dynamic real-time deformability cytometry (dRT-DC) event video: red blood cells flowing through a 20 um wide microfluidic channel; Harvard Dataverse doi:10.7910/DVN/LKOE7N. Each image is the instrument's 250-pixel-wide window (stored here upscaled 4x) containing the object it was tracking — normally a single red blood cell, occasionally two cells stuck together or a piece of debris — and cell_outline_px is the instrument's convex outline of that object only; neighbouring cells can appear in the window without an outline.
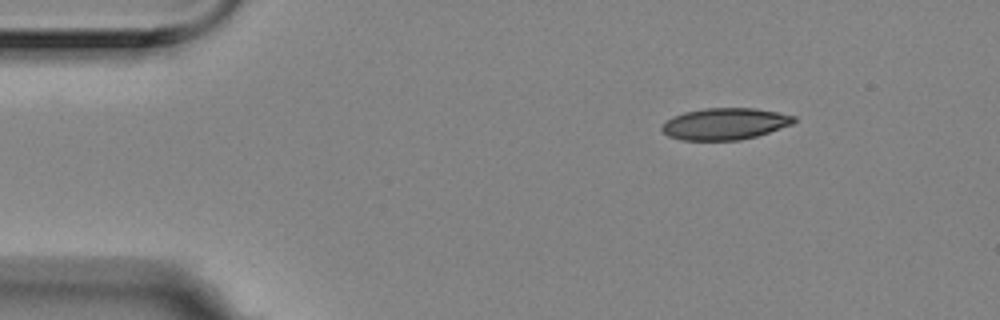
{"species": "Egyptian fruit bat (a non-hibernating species)", "species_latin": "Rousettus aegyptiacus", "temperature_condition": "room temperature", "stored_images_in_passage": 4, "camera_frame_rate_fps": 3000, "um_per_image_px": 0.085, "animal": {"sex": "female"}, "frame": {"image": 1, "passage_image": 1, "time_ms": 0.0, "image_size_px": [1000, 320], "cell_outline_px": [[796, 120], [792, 124], [756, 136], [740, 140], [680, 140], [668, 136], [660, 128], [672, 116], [684, 112], [704, 108], [756, 108], [796, 116]], "centroid_in_image_um": [61.6, 10.52], "position_along_channel_um": 23.4, "area_um2": 24.28}}
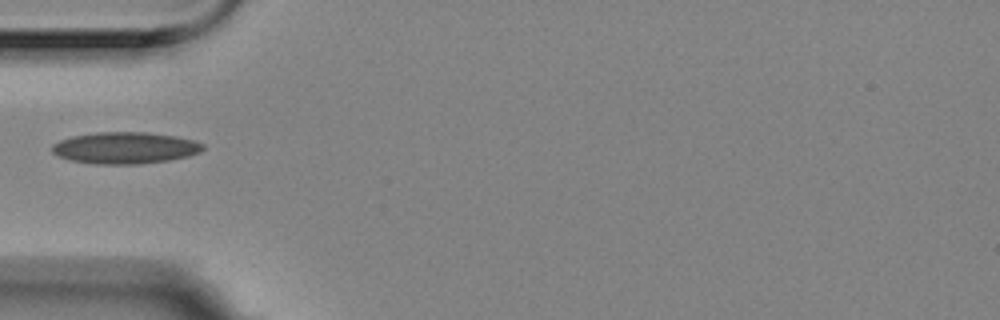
{"frame": {"image": 2, "passage_image": 4, "time_ms": 1.0, "image_size_px": [1000, 320], "cell_outline_px": [[204, 148], [200, 152], [188, 156], [168, 160], [140, 164], [96, 164], [72, 160], [60, 156], [52, 152], [52, 144], [60, 140], [72, 136], [96, 132], [148, 132], [176, 136], [192, 140], [204, 144]], "centroid_in_image_um": [10.64, 12.56], "position_along_channel_um": 74.4, "area_um2": 27.74}}